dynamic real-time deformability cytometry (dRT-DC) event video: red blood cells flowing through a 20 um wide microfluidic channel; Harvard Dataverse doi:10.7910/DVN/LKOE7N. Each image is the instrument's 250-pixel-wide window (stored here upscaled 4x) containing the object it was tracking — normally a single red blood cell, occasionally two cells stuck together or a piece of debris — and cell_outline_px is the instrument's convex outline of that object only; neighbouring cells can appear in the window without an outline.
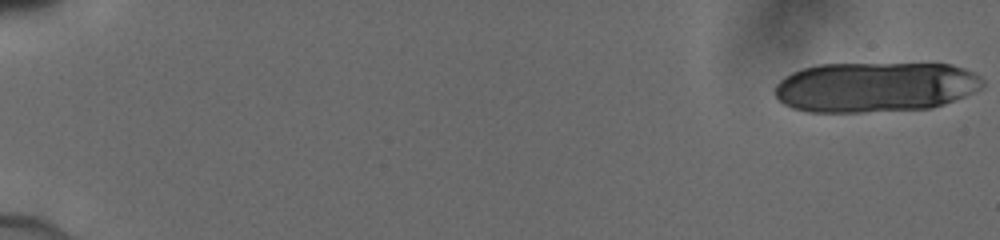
{"species": "human", "species_latin": "Homo sapiens", "temperature_condition": "cold", "stored_images_in_passage": 17, "camera_frame_rate_fps": 3000, "um_per_image_px": 0.085, "donor": {"sex": "male"}, "frame": {"image": 1, "passage_image": 1, "time_ms": 0.0, "image_size_px": [1000, 240], "cell_outline_px": [[984, 88], [944, 104], [932, 108], [864, 112], [808, 112], [792, 108], [784, 104], [772, 92], [776, 84], [784, 76], [792, 72], [804, 68], [820, 64], [952, 64], [964, 68], [980, 76], [984, 80]], "centroid_in_image_um": [74.39, 7.4], "position_along_channel_um": 10.6, "area_um2": 61.15}}